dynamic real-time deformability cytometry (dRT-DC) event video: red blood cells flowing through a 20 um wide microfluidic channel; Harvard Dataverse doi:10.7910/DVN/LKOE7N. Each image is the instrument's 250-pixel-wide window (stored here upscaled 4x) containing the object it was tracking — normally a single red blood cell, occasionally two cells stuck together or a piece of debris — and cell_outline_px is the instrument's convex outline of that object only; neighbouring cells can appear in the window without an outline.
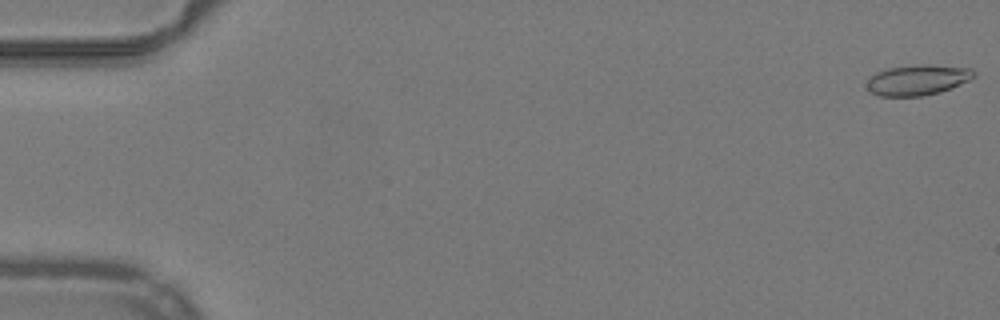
{"species": "common noctule bat (a hibernating species)", "species_latin": "Nyctalus noctula", "temperature_condition": "warm", "stored_images_in_passage": 52, "camera_frame_rate_fps": 3000, "um_per_image_px": 0.085, "animal": {"sex": "male", "body_mass_g": 19.2, "forearm_length_mm": 51.8}, "frame": {"image": 1, "passage_image": 1, "time_ms": 0.0, "image_size_px": [1000, 320], "cell_outline_px": [[976, 76], [952, 88], [940, 92], [924, 96], [880, 96], [872, 92], [868, 88], [868, 76], [876, 72], [888, 68], [916, 64], [932, 64], [972, 68], [976, 72]], "centroid_in_image_um": [78.03, 6.78], "position_along_channel_um": 7.0, "area_um2": 19.25}}
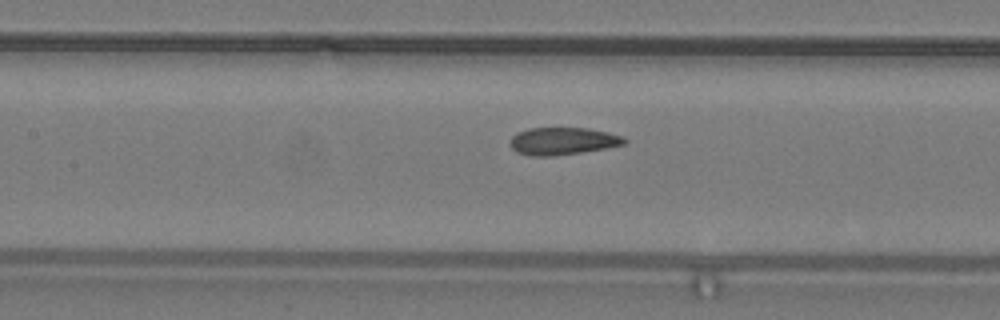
{"frame": {"image": 2, "passage_image": 25, "time_ms": 8.0, "image_size_px": [1000, 320], "cell_outline_px": [[628, 140], [624, 144], [604, 148], [556, 156], [532, 156], [516, 152], [512, 148], [512, 136], [516, 132], [528, 128], [588, 128], [608, 132], [624, 136]], "centroid_in_image_um": [47.84, 11.98], "position_along_channel_um": 159.6, "area_um2": 18.21}}
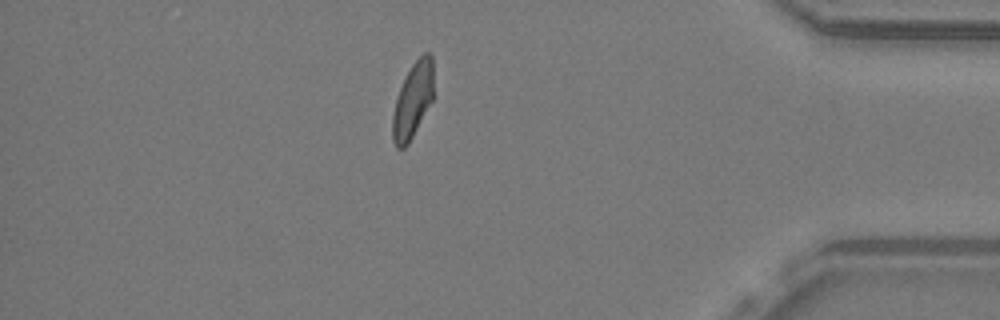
{"frame": {"image": 3, "passage_image": 46, "time_ms": 15.0, "image_size_px": [1000, 320], "cell_outline_px": [[432, 100], [408, 144], [404, 148], [396, 148], [392, 140], [392, 116], [396, 100], [400, 88], [412, 64], [424, 52], [428, 52], [432, 56]], "centroid_in_image_um": [35.06, 8.55], "position_along_channel_um": 400.1, "area_um2": 17.57}, "authors_computed_cell_mechanics": {"area_um2": 18.6405, "velocity_mm_per_s": 3.9725, "shape_relaxation_time_tau1_ms": null, "shape_relaxation_time_tau2_ms": 1.5641, "deformation_change_tau1": null, "deformation_change_tau2": 0.068}}